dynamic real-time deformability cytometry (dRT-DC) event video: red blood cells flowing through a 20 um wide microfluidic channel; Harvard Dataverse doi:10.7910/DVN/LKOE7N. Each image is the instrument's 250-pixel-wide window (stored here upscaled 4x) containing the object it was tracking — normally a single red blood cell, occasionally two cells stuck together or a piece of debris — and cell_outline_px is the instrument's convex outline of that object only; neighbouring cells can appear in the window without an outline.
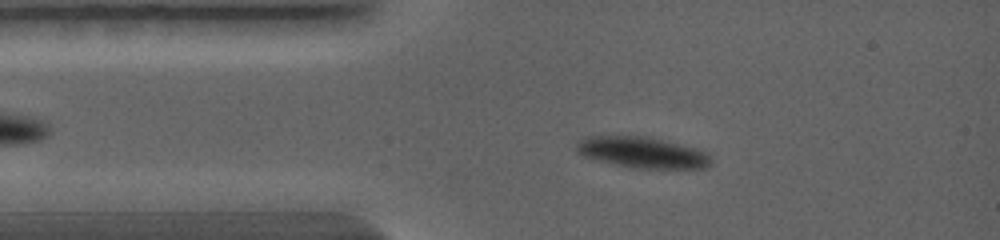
{"species": "common noctule bat (a hibernating species)", "species_latin": "Nyctalus noctula", "temperature_condition": "warm", "stored_images_in_passage": 18, "camera_frame_rate_fps": 5000, "um_per_image_px": 0.085, "animal": {"sex": "female", "body_mass_g": 19.0, "forearm_length_mm": 56.7}, "frame": {"image": 1, "passage_image": 5, "time_ms": 1.6, "image_size_px": [1000, 240], "cell_outline_px": [[712, 164], [704, 168], [632, 168], [584, 156], [576, 152], [576, 144], [584, 136], [648, 136], [692, 148], [704, 152], [712, 160]], "centroid_in_image_um": [54.55, 12.95], "position_along_channel_um": 30.4, "area_um2": 23.93}}
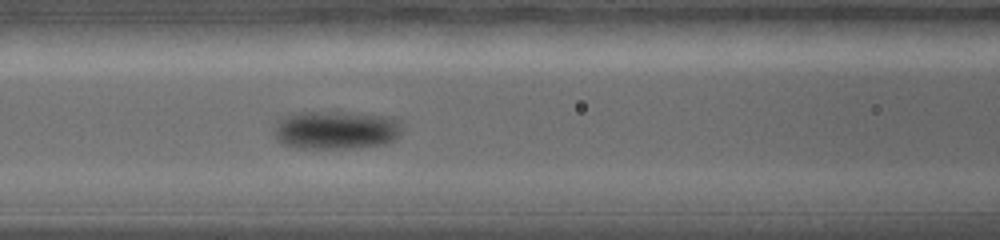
{"frame": {"image": 2, "passage_image": 11, "time_ms": 4.0, "image_size_px": [1000, 240], "cell_outline_px": [[400, 132], [396, 140], [384, 144], [360, 148], [300, 148], [280, 144], [276, 140], [272, 128], [276, 120], [280, 116], [292, 112], [336, 108], [340, 108], [388, 116], [400, 120]], "centroid_in_image_um": [28.49, 10.97], "position_along_channel_um": 138.1, "area_um2": 30.75}}
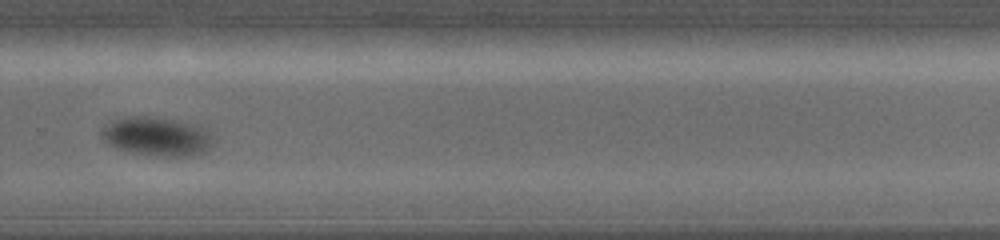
{"frame": {"image": 3, "passage_image": 18, "time_ms": 7.4, "image_size_px": [1000, 240], "cell_outline_px": [[216, 144], [204, 152], [192, 156], [160, 156], [132, 152], [116, 148], [108, 144], [100, 136], [100, 128], [124, 116], [160, 116], [200, 124], [208, 128], [212, 132]], "centroid_in_image_um": [13.43, 11.57], "position_along_channel_um": 316.4, "area_um2": 26.24}}